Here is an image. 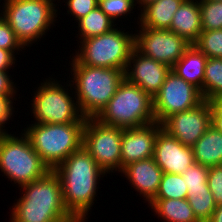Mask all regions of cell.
Here are the masks:
<instances>
[{"label":"cell","mask_w":222,"mask_h":222,"mask_svg":"<svg viewBox=\"0 0 222 222\" xmlns=\"http://www.w3.org/2000/svg\"><path fill=\"white\" fill-rule=\"evenodd\" d=\"M53 171L60 179L69 214L73 218H88V212L95 204L98 184L106 173L83 147L73 152Z\"/></svg>","instance_id":"6da1fadb"},{"label":"cell","mask_w":222,"mask_h":222,"mask_svg":"<svg viewBox=\"0 0 222 222\" xmlns=\"http://www.w3.org/2000/svg\"><path fill=\"white\" fill-rule=\"evenodd\" d=\"M21 189L9 222H66L73 218L65 207L61 182L53 170Z\"/></svg>","instance_id":"7a4b0ae2"},{"label":"cell","mask_w":222,"mask_h":222,"mask_svg":"<svg viewBox=\"0 0 222 222\" xmlns=\"http://www.w3.org/2000/svg\"><path fill=\"white\" fill-rule=\"evenodd\" d=\"M71 62L69 81L79 109L85 118L96 117L115 95L125 78V71L81 65L74 59Z\"/></svg>","instance_id":"3957f363"},{"label":"cell","mask_w":222,"mask_h":222,"mask_svg":"<svg viewBox=\"0 0 222 222\" xmlns=\"http://www.w3.org/2000/svg\"><path fill=\"white\" fill-rule=\"evenodd\" d=\"M85 123H34L22 131L44 163L54 170L73 152L82 148Z\"/></svg>","instance_id":"277c9868"},{"label":"cell","mask_w":222,"mask_h":222,"mask_svg":"<svg viewBox=\"0 0 222 222\" xmlns=\"http://www.w3.org/2000/svg\"><path fill=\"white\" fill-rule=\"evenodd\" d=\"M55 1L4 0L0 14L26 48L45 37L43 35L47 34L53 25L55 26L54 22L59 11Z\"/></svg>","instance_id":"5b68a950"},{"label":"cell","mask_w":222,"mask_h":222,"mask_svg":"<svg viewBox=\"0 0 222 222\" xmlns=\"http://www.w3.org/2000/svg\"><path fill=\"white\" fill-rule=\"evenodd\" d=\"M100 122L128 129L155 122L153 98L126 78L115 95L95 117Z\"/></svg>","instance_id":"8992f818"},{"label":"cell","mask_w":222,"mask_h":222,"mask_svg":"<svg viewBox=\"0 0 222 222\" xmlns=\"http://www.w3.org/2000/svg\"><path fill=\"white\" fill-rule=\"evenodd\" d=\"M113 28L105 34L78 41V51L72 54L78 64L126 70L134 46V34ZM130 33V34H129Z\"/></svg>","instance_id":"52a82bcc"},{"label":"cell","mask_w":222,"mask_h":222,"mask_svg":"<svg viewBox=\"0 0 222 222\" xmlns=\"http://www.w3.org/2000/svg\"><path fill=\"white\" fill-rule=\"evenodd\" d=\"M0 170L18 187L31 183L50 171L23 131L19 136L9 132L0 133Z\"/></svg>","instance_id":"ba28073f"},{"label":"cell","mask_w":222,"mask_h":222,"mask_svg":"<svg viewBox=\"0 0 222 222\" xmlns=\"http://www.w3.org/2000/svg\"><path fill=\"white\" fill-rule=\"evenodd\" d=\"M66 82L64 81L65 84L62 86V83L57 79L48 77V79L45 78V81L43 79L41 86L38 85L36 92L33 91V100H31L32 103L30 104L33 118H35L33 123L65 124L86 122V118L79 109L77 98L73 97L74 91H72L71 82L69 80ZM69 86L71 91L67 88Z\"/></svg>","instance_id":"9c48e42d"},{"label":"cell","mask_w":222,"mask_h":222,"mask_svg":"<svg viewBox=\"0 0 222 222\" xmlns=\"http://www.w3.org/2000/svg\"><path fill=\"white\" fill-rule=\"evenodd\" d=\"M122 134L120 127L104 124L95 117L86 118L82 147L106 174L121 172Z\"/></svg>","instance_id":"30bf717a"},{"label":"cell","mask_w":222,"mask_h":222,"mask_svg":"<svg viewBox=\"0 0 222 222\" xmlns=\"http://www.w3.org/2000/svg\"><path fill=\"white\" fill-rule=\"evenodd\" d=\"M204 101L200 90L170 70L160 91L153 97V112L156 122L167 117L191 110Z\"/></svg>","instance_id":"8fae6325"},{"label":"cell","mask_w":222,"mask_h":222,"mask_svg":"<svg viewBox=\"0 0 222 222\" xmlns=\"http://www.w3.org/2000/svg\"><path fill=\"white\" fill-rule=\"evenodd\" d=\"M134 33L135 49L172 68L191 45L183 37L170 30L139 27Z\"/></svg>","instance_id":"7c38bea8"},{"label":"cell","mask_w":222,"mask_h":222,"mask_svg":"<svg viewBox=\"0 0 222 222\" xmlns=\"http://www.w3.org/2000/svg\"><path fill=\"white\" fill-rule=\"evenodd\" d=\"M161 124L172 137L192 147L212 125L211 102L204 100L191 110L167 117Z\"/></svg>","instance_id":"4fadbf2b"},{"label":"cell","mask_w":222,"mask_h":222,"mask_svg":"<svg viewBox=\"0 0 222 222\" xmlns=\"http://www.w3.org/2000/svg\"><path fill=\"white\" fill-rule=\"evenodd\" d=\"M170 70L167 65L144 56L134 48L125 70V78L153 98L160 91Z\"/></svg>","instance_id":"5bb4252c"},{"label":"cell","mask_w":222,"mask_h":222,"mask_svg":"<svg viewBox=\"0 0 222 222\" xmlns=\"http://www.w3.org/2000/svg\"><path fill=\"white\" fill-rule=\"evenodd\" d=\"M153 159L163 173L182 175L194 162L193 149L161 129L155 140Z\"/></svg>","instance_id":"9a60e30c"},{"label":"cell","mask_w":222,"mask_h":222,"mask_svg":"<svg viewBox=\"0 0 222 222\" xmlns=\"http://www.w3.org/2000/svg\"><path fill=\"white\" fill-rule=\"evenodd\" d=\"M162 124L153 122L141 127L123 129L121 170L129 163L153 157L155 140Z\"/></svg>","instance_id":"2e32d148"},{"label":"cell","mask_w":222,"mask_h":222,"mask_svg":"<svg viewBox=\"0 0 222 222\" xmlns=\"http://www.w3.org/2000/svg\"><path fill=\"white\" fill-rule=\"evenodd\" d=\"M120 173L148 204L155 198L163 176L153 157L129 163Z\"/></svg>","instance_id":"e0dca14e"},{"label":"cell","mask_w":222,"mask_h":222,"mask_svg":"<svg viewBox=\"0 0 222 222\" xmlns=\"http://www.w3.org/2000/svg\"><path fill=\"white\" fill-rule=\"evenodd\" d=\"M169 30L194 44L202 32L199 0H185L175 12Z\"/></svg>","instance_id":"ac0fdd59"},{"label":"cell","mask_w":222,"mask_h":222,"mask_svg":"<svg viewBox=\"0 0 222 222\" xmlns=\"http://www.w3.org/2000/svg\"><path fill=\"white\" fill-rule=\"evenodd\" d=\"M207 56L191 44L171 70L186 82L197 87L203 97L204 69Z\"/></svg>","instance_id":"d6986e66"},{"label":"cell","mask_w":222,"mask_h":222,"mask_svg":"<svg viewBox=\"0 0 222 222\" xmlns=\"http://www.w3.org/2000/svg\"><path fill=\"white\" fill-rule=\"evenodd\" d=\"M185 0H156L140 11L138 27L169 30L172 18Z\"/></svg>","instance_id":"ffe728a7"},{"label":"cell","mask_w":222,"mask_h":222,"mask_svg":"<svg viewBox=\"0 0 222 222\" xmlns=\"http://www.w3.org/2000/svg\"><path fill=\"white\" fill-rule=\"evenodd\" d=\"M194 162L212 167L222 164V132L211 125L192 146Z\"/></svg>","instance_id":"44dd1931"},{"label":"cell","mask_w":222,"mask_h":222,"mask_svg":"<svg viewBox=\"0 0 222 222\" xmlns=\"http://www.w3.org/2000/svg\"><path fill=\"white\" fill-rule=\"evenodd\" d=\"M163 222H199L186 199H153L148 204Z\"/></svg>","instance_id":"7402d4cb"},{"label":"cell","mask_w":222,"mask_h":222,"mask_svg":"<svg viewBox=\"0 0 222 222\" xmlns=\"http://www.w3.org/2000/svg\"><path fill=\"white\" fill-rule=\"evenodd\" d=\"M77 22L80 41L105 34L118 25L107 16L99 6L94 8Z\"/></svg>","instance_id":"603a6c76"},{"label":"cell","mask_w":222,"mask_h":222,"mask_svg":"<svg viewBox=\"0 0 222 222\" xmlns=\"http://www.w3.org/2000/svg\"><path fill=\"white\" fill-rule=\"evenodd\" d=\"M222 95V58H207L204 69L203 99L215 101Z\"/></svg>","instance_id":"cb8c5ba5"},{"label":"cell","mask_w":222,"mask_h":222,"mask_svg":"<svg viewBox=\"0 0 222 222\" xmlns=\"http://www.w3.org/2000/svg\"><path fill=\"white\" fill-rule=\"evenodd\" d=\"M187 200L199 222H208L217 207L209 188L188 190Z\"/></svg>","instance_id":"d4e9b609"},{"label":"cell","mask_w":222,"mask_h":222,"mask_svg":"<svg viewBox=\"0 0 222 222\" xmlns=\"http://www.w3.org/2000/svg\"><path fill=\"white\" fill-rule=\"evenodd\" d=\"M187 185L180 174L163 173L154 199H186Z\"/></svg>","instance_id":"484cf974"},{"label":"cell","mask_w":222,"mask_h":222,"mask_svg":"<svg viewBox=\"0 0 222 222\" xmlns=\"http://www.w3.org/2000/svg\"><path fill=\"white\" fill-rule=\"evenodd\" d=\"M202 31L222 29V0L199 1Z\"/></svg>","instance_id":"4316f807"},{"label":"cell","mask_w":222,"mask_h":222,"mask_svg":"<svg viewBox=\"0 0 222 222\" xmlns=\"http://www.w3.org/2000/svg\"><path fill=\"white\" fill-rule=\"evenodd\" d=\"M194 45L208 58H222V29L202 31Z\"/></svg>","instance_id":"83f0119b"},{"label":"cell","mask_w":222,"mask_h":222,"mask_svg":"<svg viewBox=\"0 0 222 222\" xmlns=\"http://www.w3.org/2000/svg\"><path fill=\"white\" fill-rule=\"evenodd\" d=\"M98 6L114 22H116V19H119L120 22V18L133 13L131 11L135 10L136 2L135 0H98Z\"/></svg>","instance_id":"f1b7e54d"},{"label":"cell","mask_w":222,"mask_h":222,"mask_svg":"<svg viewBox=\"0 0 222 222\" xmlns=\"http://www.w3.org/2000/svg\"><path fill=\"white\" fill-rule=\"evenodd\" d=\"M182 177L187 185V190H197L209 188L207 184L208 167L202 166L199 163H193L182 174Z\"/></svg>","instance_id":"f546056e"},{"label":"cell","mask_w":222,"mask_h":222,"mask_svg":"<svg viewBox=\"0 0 222 222\" xmlns=\"http://www.w3.org/2000/svg\"><path fill=\"white\" fill-rule=\"evenodd\" d=\"M0 48L11 51L14 55L20 53V50H25V47L17 39L10 25L0 14ZM16 52V53H15Z\"/></svg>","instance_id":"4dcf8cb0"},{"label":"cell","mask_w":222,"mask_h":222,"mask_svg":"<svg viewBox=\"0 0 222 222\" xmlns=\"http://www.w3.org/2000/svg\"><path fill=\"white\" fill-rule=\"evenodd\" d=\"M207 184L216 205L222 204V164L208 167Z\"/></svg>","instance_id":"1f68e13d"},{"label":"cell","mask_w":222,"mask_h":222,"mask_svg":"<svg viewBox=\"0 0 222 222\" xmlns=\"http://www.w3.org/2000/svg\"><path fill=\"white\" fill-rule=\"evenodd\" d=\"M60 1V0H58ZM67 13L71 14L76 22L86 16L98 6V0H66Z\"/></svg>","instance_id":"d6a6232c"},{"label":"cell","mask_w":222,"mask_h":222,"mask_svg":"<svg viewBox=\"0 0 222 222\" xmlns=\"http://www.w3.org/2000/svg\"><path fill=\"white\" fill-rule=\"evenodd\" d=\"M16 101L15 96H1L0 95V133H8L7 127L5 125L14 116L15 108L13 104ZM12 116V117H11ZM4 128V129H3Z\"/></svg>","instance_id":"836d02e7"},{"label":"cell","mask_w":222,"mask_h":222,"mask_svg":"<svg viewBox=\"0 0 222 222\" xmlns=\"http://www.w3.org/2000/svg\"><path fill=\"white\" fill-rule=\"evenodd\" d=\"M9 71H0V95L1 96H15L17 97V89L14 85ZM11 78V79H10Z\"/></svg>","instance_id":"e575fe53"},{"label":"cell","mask_w":222,"mask_h":222,"mask_svg":"<svg viewBox=\"0 0 222 222\" xmlns=\"http://www.w3.org/2000/svg\"><path fill=\"white\" fill-rule=\"evenodd\" d=\"M15 58V55L11 51L0 48V71H9L11 67L16 65L15 61L17 59Z\"/></svg>","instance_id":"d590c367"},{"label":"cell","mask_w":222,"mask_h":222,"mask_svg":"<svg viewBox=\"0 0 222 222\" xmlns=\"http://www.w3.org/2000/svg\"><path fill=\"white\" fill-rule=\"evenodd\" d=\"M212 125L222 132V108L215 102H211Z\"/></svg>","instance_id":"8d00e7d4"},{"label":"cell","mask_w":222,"mask_h":222,"mask_svg":"<svg viewBox=\"0 0 222 222\" xmlns=\"http://www.w3.org/2000/svg\"><path fill=\"white\" fill-rule=\"evenodd\" d=\"M208 222H222V204L218 205Z\"/></svg>","instance_id":"74e56055"},{"label":"cell","mask_w":222,"mask_h":222,"mask_svg":"<svg viewBox=\"0 0 222 222\" xmlns=\"http://www.w3.org/2000/svg\"><path fill=\"white\" fill-rule=\"evenodd\" d=\"M156 0H135L136 5L139 4L137 7H139L140 9L138 10H142L144 7H146L147 5L155 2ZM142 7V8H141Z\"/></svg>","instance_id":"f35d334b"},{"label":"cell","mask_w":222,"mask_h":222,"mask_svg":"<svg viewBox=\"0 0 222 222\" xmlns=\"http://www.w3.org/2000/svg\"><path fill=\"white\" fill-rule=\"evenodd\" d=\"M87 220V218H72L66 222H86Z\"/></svg>","instance_id":"ab89813d"},{"label":"cell","mask_w":222,"mask_h":222,"mask_svg":"<svg viewBox=\"0 0 222 222\" xmlns=\"http://www.w3.org/2000/svg\"><path fill=\"white\" fill-rule=\"evenodd\" d=\"M215 102L222 108V95L218 97Z\"/></svg>","instance_id":"60d3db41"}]
</instances>
